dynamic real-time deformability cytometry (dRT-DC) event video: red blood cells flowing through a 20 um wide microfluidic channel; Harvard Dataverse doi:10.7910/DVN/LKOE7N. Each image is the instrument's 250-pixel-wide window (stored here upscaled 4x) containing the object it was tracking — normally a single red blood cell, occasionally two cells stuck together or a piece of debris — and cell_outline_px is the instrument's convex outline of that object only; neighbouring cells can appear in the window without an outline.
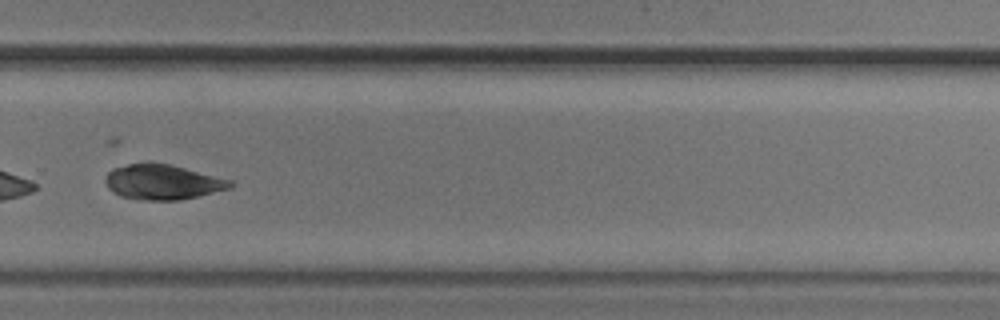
{"species": "common noctule bat (a hibernating species)", "species_latin": "Nyctalus noctula", "temperature_condition": "cold", "stored_images_in_passage": 46, "camera_frame_rate_fps": 3000, "um_per_image_px": 0.085, "animal": {"sex": "male", "body_mass_g": 20.5, "forearm_length_mm": 52.5}, "frame": {"image": 1, "passage_image": 30, "time_ms": 9.667, "image_size_px": [1000, 320], "cell_outline_px": [[232, 188], [180, 200], [144, 200], [120, 196], [112, 192], [108, 188], [104, 180], [104, 176], [112, 168], [128, 164], [148, 160], [168, 164], [232, 180]], "centroid_in_image_um": [13.76, 15.45], "position_along_channel_um": 316.0, "area_um2": 25.78}}
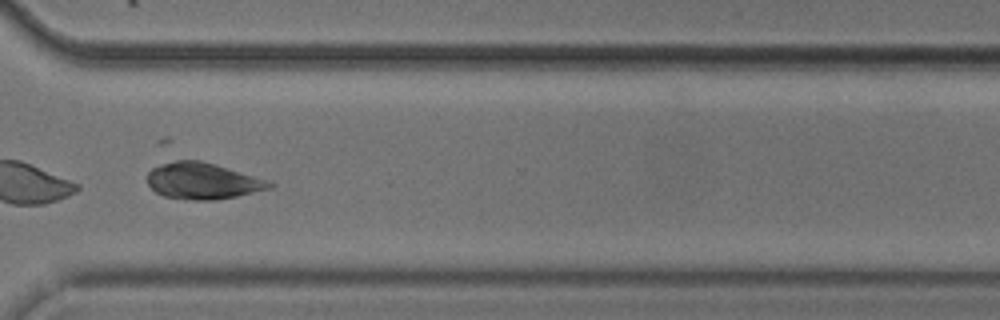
{"frame": {"image": 2, "passage_image": 33, "time_ms": 10.667, "image_size_px": [1000, 320], "cell_outline_px": [[276, 184], [272, 188], [236, 196], [216, 200], [192, 200], [164, 196], [156, 192], [148, 184], [148, 172], [152, 168], [160, 164], [176, 160], [200, 160], [272, 180]], "centroid_in_image_um": [17.28, 15.38], "position_along_channel_um": 353.3, "area_um2": 26.07}, "authors_computed_cell_mechanics": {"area_um2": 27.0215, "velocity_mm_per_s": 3.7181, "shape_relaxation_time_tau1_ms": 4.406, "shape_relaxation_time_tau2_ms": 1.5341, "deformation_change_tau1": 0.1105, "deformation_change_tau2": 0.0464}}